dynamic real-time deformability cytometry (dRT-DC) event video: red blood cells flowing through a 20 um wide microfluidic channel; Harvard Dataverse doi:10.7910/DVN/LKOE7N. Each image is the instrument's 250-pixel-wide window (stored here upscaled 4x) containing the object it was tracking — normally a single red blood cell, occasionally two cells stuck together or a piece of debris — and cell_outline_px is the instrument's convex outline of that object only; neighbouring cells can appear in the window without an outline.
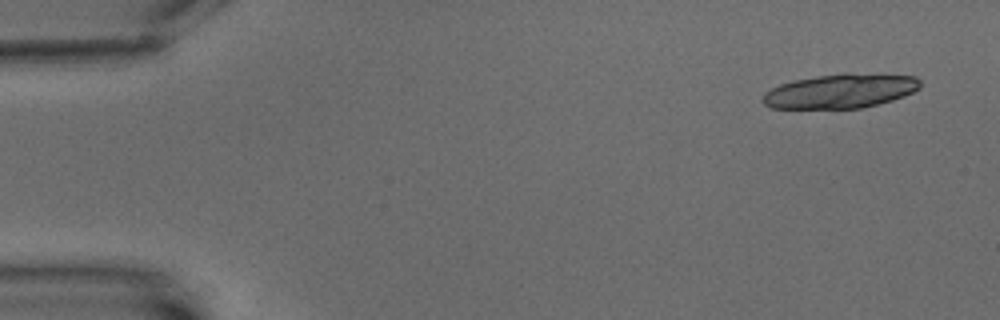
{"species": "common noctule bat (a hibernating species)", "species_latin": "Nyctalus noctula", "temperature_condition": "warm", "stored_images_in_passage": 7, "camera_frame_rate_fps": 3000, "um_per_image_px": 0.085, "animal": {"sex": "male", "body_mass_g": 15.6}, "frame": {"image": 1, "passage_image": 1, "time_ms": 0.0, "image_size_px": [1000, 320], "cell_outline_px": [[920, 88], [904, 96], [892, 100], [860, 108], [772, 108], [764, 104], [760, 100], [764, 92], [780, 84], [792, 80], [816, 76], [844, 72], [880, 72], [916, 76], [920, 80]], "centroid_in_image_um": [71.47, 7.7], "position_along_channel_um": 13.5, "area_um2": 32.14}}